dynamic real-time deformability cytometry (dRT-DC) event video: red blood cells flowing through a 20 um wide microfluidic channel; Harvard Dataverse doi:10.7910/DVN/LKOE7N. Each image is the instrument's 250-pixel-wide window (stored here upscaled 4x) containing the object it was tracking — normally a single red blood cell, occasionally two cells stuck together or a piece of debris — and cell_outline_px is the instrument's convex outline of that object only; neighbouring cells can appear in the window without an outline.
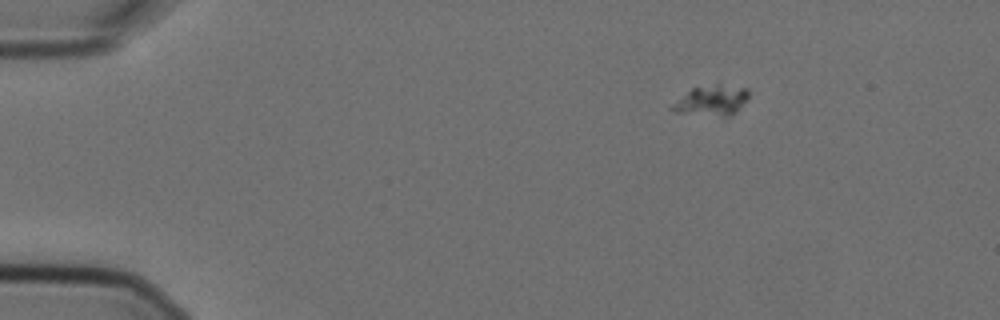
{"species": "Egyptian fruit bat (a non-hibernating species)", "species_latin": "Rousettus aegyptiacus", "temperature_condition": "cold", "stored_images_in_passage": 4, "camera_frame_rate_fps": 3000, "um_per_image_px": 0.085, "animal": {"sex": "female"}, "frame": {"image": 1, "passage_image": 1, "time_ms": 0.0, "image_size_px": [1000, 320], "cell_outline_px": [[748, 100], [732, 116], [724, 116], [676, 112], [668, 108], [672, 104], [692, 88], [716, 84], [748, 88]], "centroid_in_image_um": [60.52, 8.54], "position_along_channel_um": 24.5, "area_um2": 13.35}}
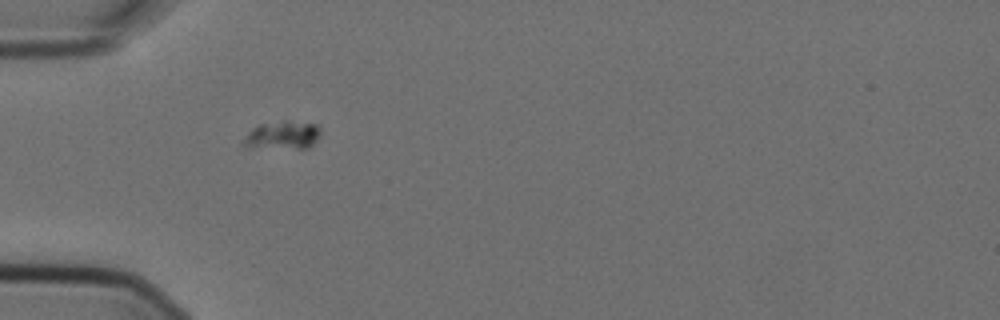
{"frame": {"image": 2, "passage_image": 3, "time_ms": 0.667, "image_size_px": [1000, 320], "cell_outline_px": [[320, 136], [308, 148], [248, 148], [244, 144], [244, 140], [248, 132], [252, 128], [260, 124], [284, 120], [288, 120], [316, 124], [320, 128]], "centroid_in_image_um": [24.02, 11.49], "position_along_channel_um": 61.0, "area_um2": 12.77}}